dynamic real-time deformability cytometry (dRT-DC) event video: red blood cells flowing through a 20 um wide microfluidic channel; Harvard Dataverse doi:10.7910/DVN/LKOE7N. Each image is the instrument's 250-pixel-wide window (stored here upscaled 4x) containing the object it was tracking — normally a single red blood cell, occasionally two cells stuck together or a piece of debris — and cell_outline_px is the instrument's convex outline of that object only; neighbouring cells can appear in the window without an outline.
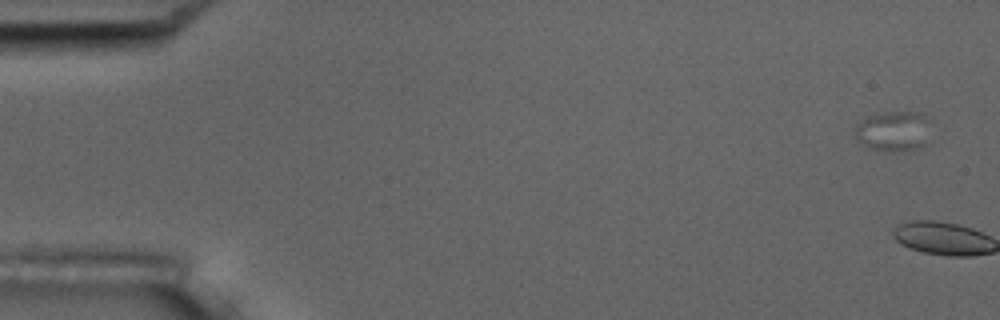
{"species": "common noctule bat (a hibernating species)", "species_latin": "Nyctalus noctula", "temperature_condition": "room temperature", "stored_images_in_passage": 5, "camera_frame_rate_fps": 3000, "um_per_image_px": 0.085, "animal": {"sex": "male", "body_mass_g": 17.5, "forearm_length_mm": 52.3}, "frame": {"image": 1, "passage_image": 1, "time_ms": 0.0, "image_size_px": [1000, 320], "cell_outline_px": [[924, 144], [920, 148], [912, 152], [888, 152], [868, 148], [856, 140], [852, 128], [864, 116], [876, 112], [924, 112]], "centroid_in_image_um": [75.77, 11.17], "position_along_channel_um": 9.2, "area_um2": 17.98}}